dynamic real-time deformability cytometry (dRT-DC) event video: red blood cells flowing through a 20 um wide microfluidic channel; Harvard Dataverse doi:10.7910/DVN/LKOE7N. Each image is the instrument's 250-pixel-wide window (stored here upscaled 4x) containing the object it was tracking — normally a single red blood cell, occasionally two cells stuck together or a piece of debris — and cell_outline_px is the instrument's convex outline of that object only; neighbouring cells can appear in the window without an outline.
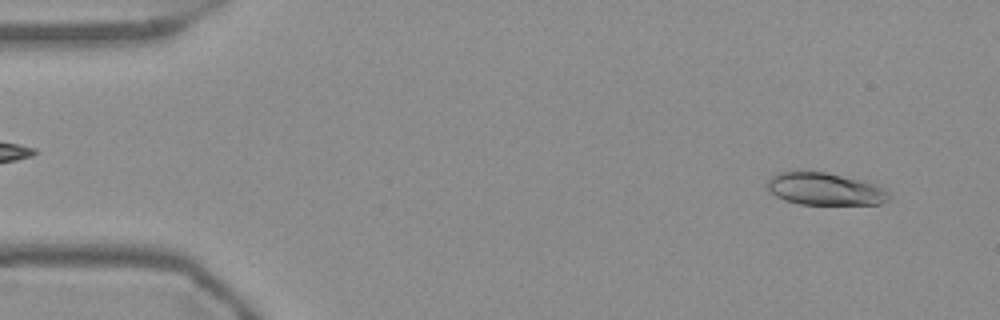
{"species": "Egyptian fruit bat (a non-hibernating species)", "species_latin": "Rousettus aegyptiacus", "temperature_condition": "warm", "stored_images_in_passage": 53, "camera_frame_rate_fps": 3000, "um_per_image_px": 0.085, "frame": {"image": 1, "passage_image": 3, "time_ms": 0.667, "image_size_px": [1000, 320], "cell_outline_px": [[892, 192], [888, 200], [880, 204], [800, 204], [784, 200], [768, 192], [764, 188], [768, 180], [772, 176], [780, 172], [824, 172], [868, 180]], "centroid_in_image_um": [70.15, 16.06], "position_along_channel_um": 14.8, "area_um2": 23.35}}
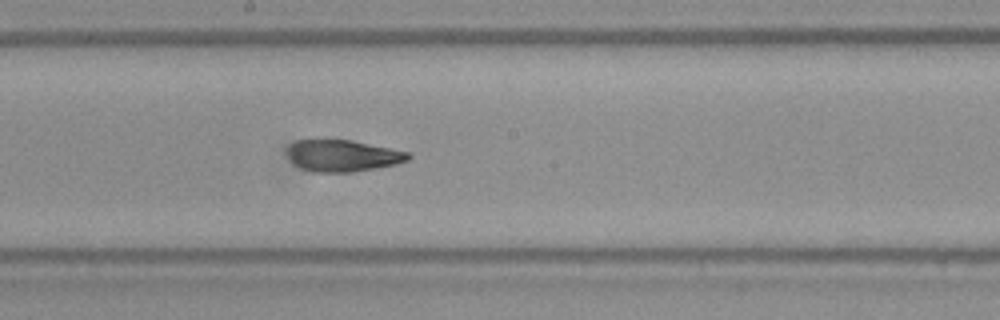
{"frame": {"image": 2, "passage_image": 28, "time_ms": 9.0, "image_size_px": [1000, 320], "cell_outline_px": [[412, 156], [408, 160], [396, 164], [352, 172], [316, 172], [300, 168], [292, 164], [288, 160], [288, 148], [296, 140], [352, 140], [408, 152]], "centroid_in_image_um": [29.1, 13.24], "position_along_channel_um": 219.1, "area_um2": 22.2}}
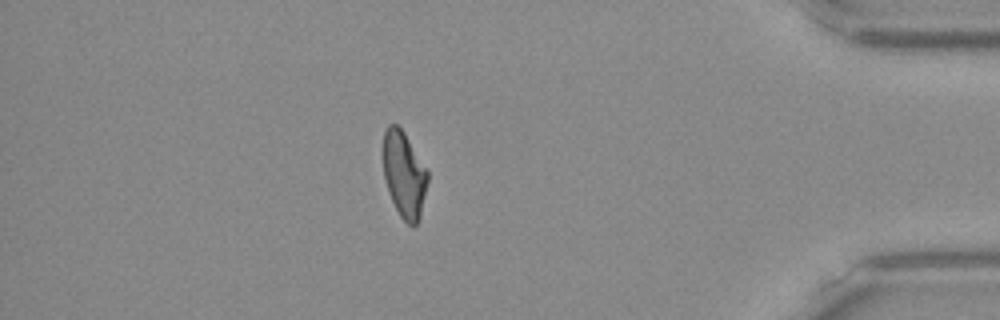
{"frame": {"image": 3, "passage_image": 46, "time_ms": 15.0, "image_size_px": [1000, 320], "cell_outline_px": [[428, 180], [420, 216], [416, 224], [412, 228], [400, 216], [388, 192], [384, 176], [380, 152], [384, 132], [388, 124], [396, 124], [404, 132], [428, 172]], "centroid_in_image_um": [34.3, 14.8], "position_along_channel_um": 400.9, "area_um2": 22.6}, "authors_computed_cell_mechanics": {"area_um2": 22.9466, "velocity_mm_per_s": 3.7408, "shape_relaxation_time_tau1_ms": 9.3404, "shape_relaxation_time_tau2_ms": 2.4955, "deformation_change_tau1": 0.2418, "deformation_change_tau2": 0.0846}}